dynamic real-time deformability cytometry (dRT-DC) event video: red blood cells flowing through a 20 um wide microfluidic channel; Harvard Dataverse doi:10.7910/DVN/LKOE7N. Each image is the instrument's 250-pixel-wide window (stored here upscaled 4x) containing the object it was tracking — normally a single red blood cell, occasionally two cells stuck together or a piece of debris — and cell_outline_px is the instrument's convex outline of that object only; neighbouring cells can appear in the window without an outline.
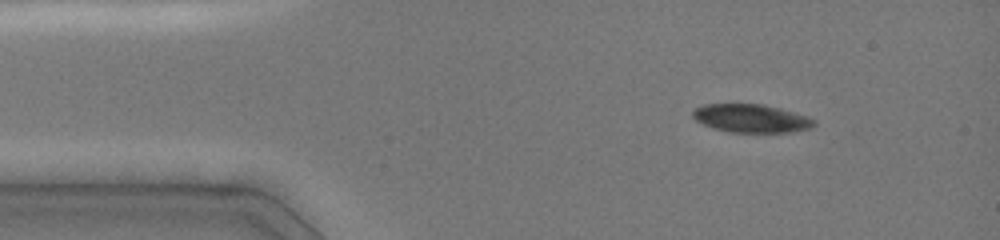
{"species": "common noctule bat (a hibernating species)", "species_latin": "Nyctalus noctula", "temperature_condition": "cold", "stored_images_in_passage": 3, "camera_frame_rate_fps": 3000, "um_per_image_px": 0.085, "animal": {"sex": "female", "body_mass_g": 19.0, "forearm_length_mm": 51.5}, "frame": {"image": 1, "passage_image": 1, "time_ms": 0.0, "image_size_px": [1000, 240], "cell_outline_px": [[816, 124], [812, 128], [788, 132], [728, 132], [712, 128], [696, 120], [692, 116], [692, 112], [696, 108], [704, 104], [764, 104], [780, 108], [808, 116], [816, 120]], "centroid_in_image_um": [63.87, 10.06], "position_along_channel_um": 21.1, "area_um2": 20.06}}
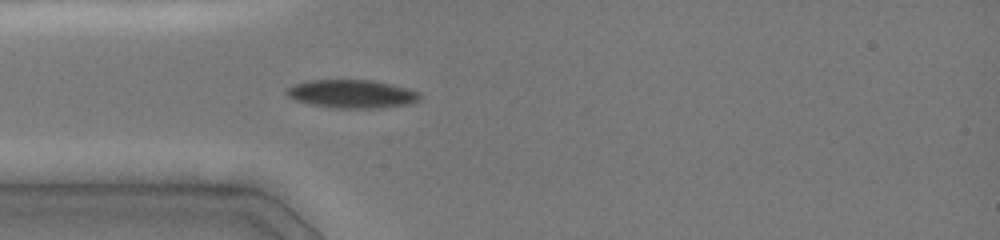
{"frame": {"image": 2, "passage_image": 3, "time_ms": 2.333, "image_size_px": [1000, 240], "cell_outline_px": [[420, 100], [408, 104], [380, 108], [332, 108], [312, 104], [296, 100], [288, 96], [284, 92], [292, 84], [308, 80], [372, 80], [392, 84], [420, 92]], "centroid_in_image_um": [29.9, 7.98], "position_along_channel_um": 55.1, "area_um2": 22.02}}